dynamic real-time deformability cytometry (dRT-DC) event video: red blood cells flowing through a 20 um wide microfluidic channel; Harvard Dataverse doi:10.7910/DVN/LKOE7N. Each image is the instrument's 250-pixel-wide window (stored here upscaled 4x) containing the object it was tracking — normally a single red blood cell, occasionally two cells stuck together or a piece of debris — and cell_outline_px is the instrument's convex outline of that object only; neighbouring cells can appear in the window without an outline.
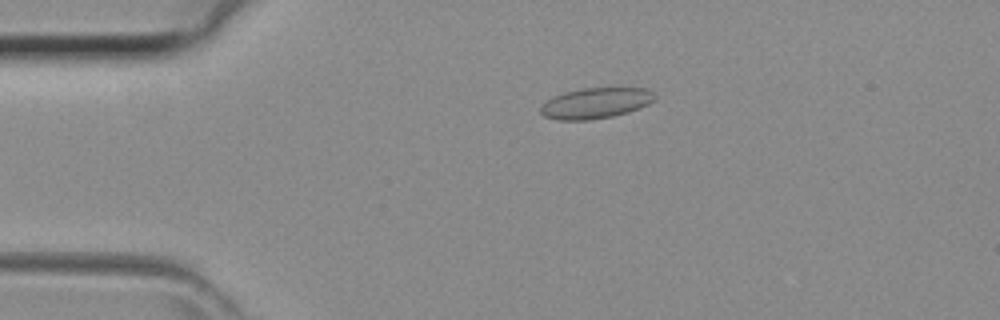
{"species": "common noctule bat (a hibernating species)", "species_latin": "Nyctalus noctula", "temperature_condition": "room temperature", "stored_images_in_passage": 35, "camera_frame_rate_fps": 3000, "um_per_image_px": 0.085, "animal": {"sex": "female", "body_mass_g": 29.2, "forearm_length_mm": 56.3}, "frame": {"image": 1, "passage_image": 1, "time_ms": 0.0, "image_size_px": [1000, 320], "cell_outline_px": [[656, 100], [648, 104], [628, 112], [612, 116], [588, 120], [556, 120], [544, 116], [540, 112], [540, 108], [548, 100], [564, 92], [584, 88], [644, 88], [652, 92], [656, 96]], "centroid_in_image_um": [50.64, 8.77], "position_along_channel_um": 34.4, "area_um2": 20.23}}
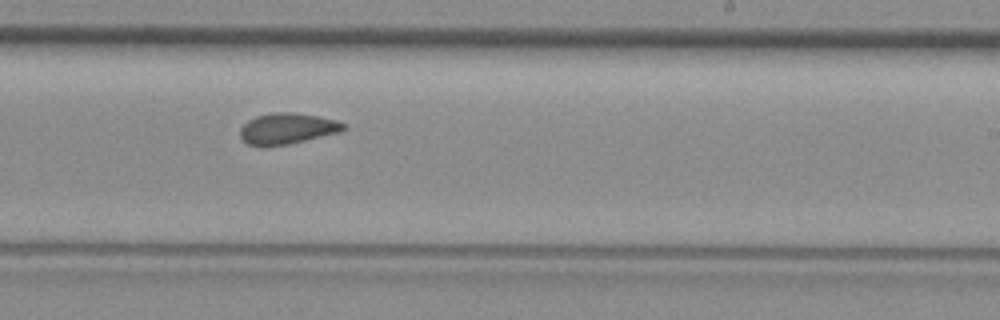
{"frame": {"image": 2, "passage_image": 18, "time_ms": 5.667, "image_size_px": [1000, 320], "cell_outline_px": [[348, 128], [340, 132], [288, 144], [264, 148], [260, 148], [248, 144], [240, 136], [240, 128], [248, 120], [256, 116], [272, 112], [296, 112], [320, 116], [336, 120], [344, 124]], "centroid_in_image_um": [24.4, 10.94], "position_along_channel_um": 264.6, "area_um2": 19.02}}
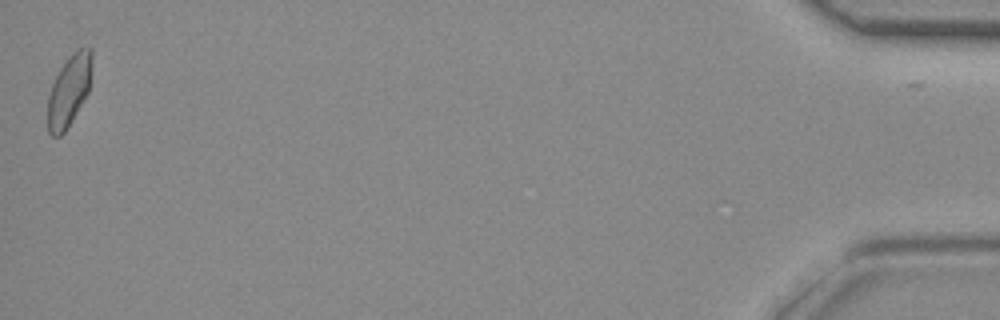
{"frame": {"image": 3, "passage_image": 35, "time_ms": 11.333, "image_size_px": [1000, 320], "cell_outline_px": [[92, 60], [88, 92], [64, 132], [60, 136], [52, 136], [48, 132], [48, 96], [52, 84], [60, 68], [80, 48], [88, 44], [92, 48]], "centroid_in_image_um": [5.87, 7.69], "position_along_channel_um": 429.3, "area_um2": 17.86}}